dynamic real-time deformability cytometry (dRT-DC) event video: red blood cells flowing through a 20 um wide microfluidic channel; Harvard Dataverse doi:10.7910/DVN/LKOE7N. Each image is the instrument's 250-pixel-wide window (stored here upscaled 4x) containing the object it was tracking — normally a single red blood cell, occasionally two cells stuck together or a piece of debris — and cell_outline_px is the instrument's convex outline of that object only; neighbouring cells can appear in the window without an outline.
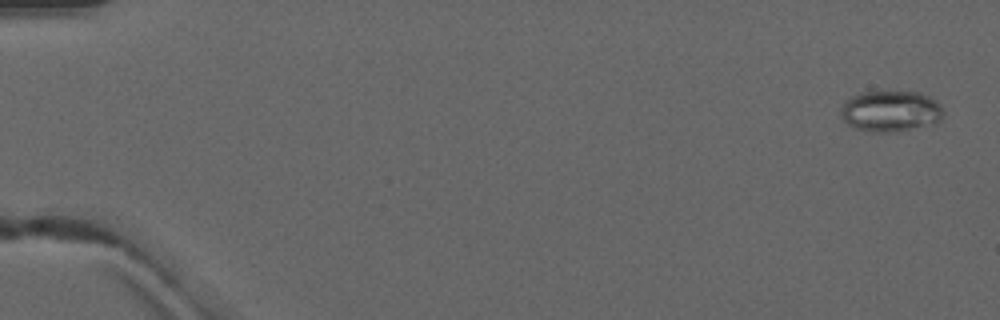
{"species": "common noctule bat (a hibernating species)", "species_latin": "Nyctalus noctula", "temperature_condition": "warm", "stored_images_in_passage": 4, "camera_frame_rate_fps": 3000, "um_per_image_px": 0.085, "animal": {"sex": "male", "forearm_length_mm": 52.5}, "frame": {"image": 1, "passage_image": 1, "time_ms": 0.0, "image_size_px": [1000, 320], "cell_outline_px": [[944, 116], [936, 124], [900, 132], [872, 132], [856, 128], [848, 124], [840, 116], [840, 108], [852, 96], [860, 92], [920, 92], [936, 100], [940, 104], [944, 112]], "centroid_in_image_um": [75.75, 9.47], "position_along_channel_um": 9.3, "area_um2": 24.85}}